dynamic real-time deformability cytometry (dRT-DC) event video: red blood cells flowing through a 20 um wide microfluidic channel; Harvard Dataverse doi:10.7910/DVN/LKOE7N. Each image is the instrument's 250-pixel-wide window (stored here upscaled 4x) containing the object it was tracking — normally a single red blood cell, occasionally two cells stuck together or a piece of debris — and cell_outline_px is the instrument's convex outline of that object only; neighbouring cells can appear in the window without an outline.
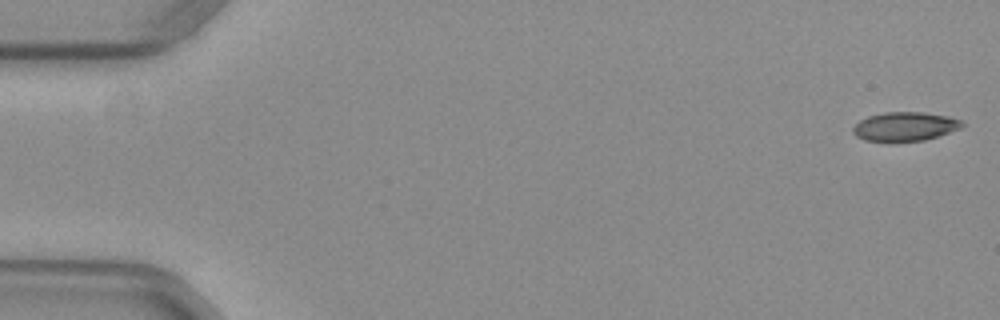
{"species": "common noctule bat (a hibernating species)", "species_latin": "Nyctalus noctula", "temperature_condition": "warm", "stored_images_in_passage": 12, "camera_frame_rate_fps": 3000, "um_per_image_px": 0.085, "animal": {"sex": "female", "body_mass_g": 29.2, "forearm_length_mm": 56.3}, "frame": {"image": 1, "passage_image": 1, "time_ms": 0.0, "image_size_px": [1000, 320], "cell_outline_px": [[964, 124], [960, 128], [924, 140], [864, 140], [856, 136], [852, 132], [852, 128], [860, 120], [868, 116], [884, 112], [920, 112], [948, 116], [960, 120]], "centroid_in_image_um": [76.89, 10.73], "position_along_channel_um": 8.1, "area_um2": 17.92}}